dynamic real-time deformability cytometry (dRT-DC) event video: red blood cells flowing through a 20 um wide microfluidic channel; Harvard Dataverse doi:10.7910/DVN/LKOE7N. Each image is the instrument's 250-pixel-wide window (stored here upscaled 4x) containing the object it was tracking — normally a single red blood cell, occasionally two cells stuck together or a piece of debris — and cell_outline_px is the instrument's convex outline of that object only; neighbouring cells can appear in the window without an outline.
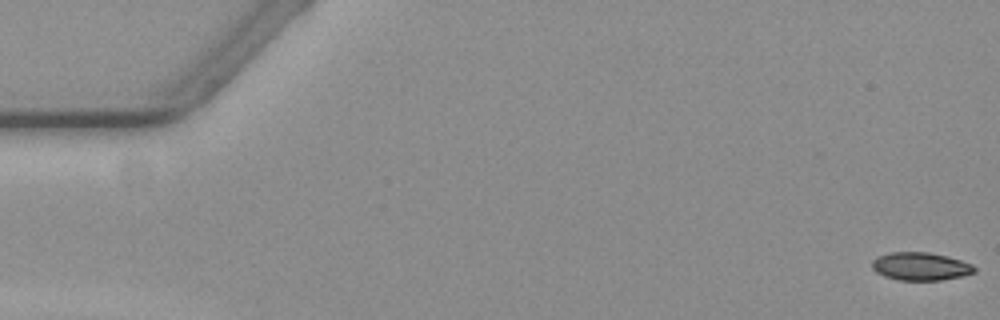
{"species": "common noctule bat (a hibernating species)", "species_latin": "Nyctalus noctula", "temperature_condition": "warm", "stored_images_in_passage": 17, "camera_frame_rate_fps": 3000, "um_per_image_px": 0.085, "animal": {"sex": "female", "body_mass_g": 19.3, "forearm_length_mm": 54.1}, "frame": {"image": 1, "passage_image": 1, "time_ms": 0.0, "image_size_px": [1000, 320], "cell_outline_px": [[976, 272], [964, 276], [940, 280], [900, 280], [884, 276], [876, 272], [872, 268], [872, 260], [876, 256], [892, 252], [928, 252], [960, 260], [972, 264], [976, 268]], "centroid_in_image_um": [78.24, 22.64], "position_along_channel_um": 6.8, "area_um2": 16.7}}